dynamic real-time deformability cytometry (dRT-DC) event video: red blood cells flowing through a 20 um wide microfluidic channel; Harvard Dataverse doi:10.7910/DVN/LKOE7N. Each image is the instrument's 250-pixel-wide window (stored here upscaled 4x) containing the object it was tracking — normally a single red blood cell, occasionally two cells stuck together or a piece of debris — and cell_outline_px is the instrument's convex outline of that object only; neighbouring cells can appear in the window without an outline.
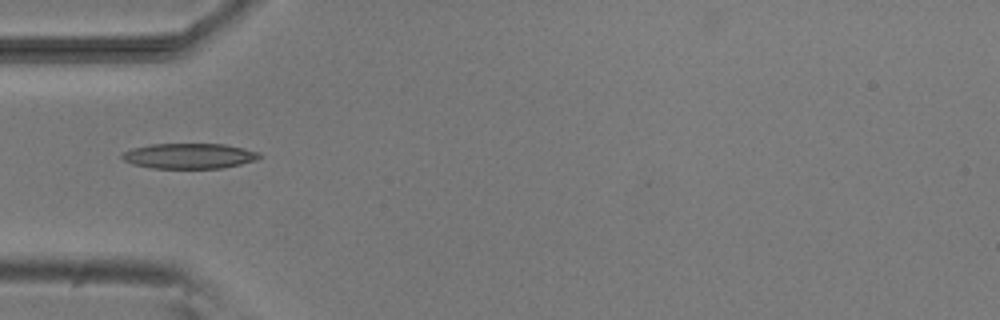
{"species": "common noctule bat (a hibernating species)", "species_latin": "Nyctalus noctula", "temperature_condition": "room temperature", "stored_images_in_passage": 1, "camera_frame_rate_fps": 3000, "um_per_image_px": 0.085, "animal": {"sex": "male", "body_mass_g": 20.5, "forearm_length_mm": 52.5}, "frame": {"image": 1, "passage_image": 1, "time_ms": 0.0, "image_size_px": [1000, 320], "cell_outline_px": [[260, 156], [256, 160], [240, 164], [220, 168], [152, 168], [132, 164], [124, 160], [120, 156], [124, 152], [132, 148], [152, 144], [224, 144], [244, 148], [260, 152]], "centroid_in_image_um": [16.07, 13.25], "position_along_channel_um": 68.9, "area_um2": 20.17}}